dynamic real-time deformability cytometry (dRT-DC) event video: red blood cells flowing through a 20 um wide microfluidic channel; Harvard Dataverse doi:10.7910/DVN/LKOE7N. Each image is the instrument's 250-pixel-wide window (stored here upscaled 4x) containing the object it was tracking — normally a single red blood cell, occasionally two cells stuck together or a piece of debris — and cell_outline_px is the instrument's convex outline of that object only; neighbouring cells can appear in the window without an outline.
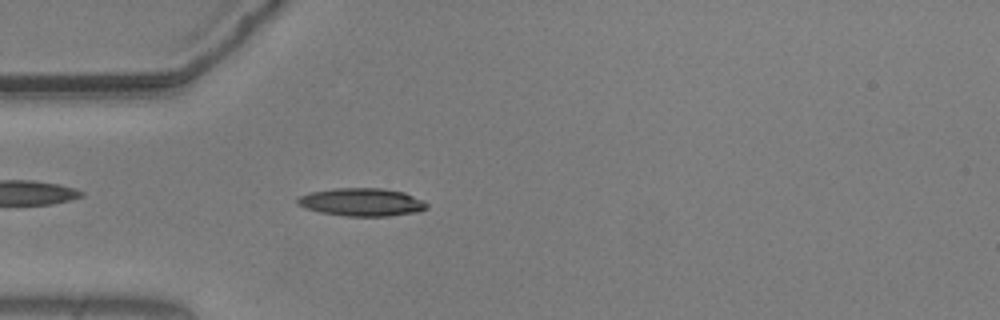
{"species": "common noctule bat (a hibernating species)", "species_latin": "Nyctalus noctula", "temperature_condition": "warm", "stored_images_in_passage": 44, "camera_frame_rate_fps": 3000, "um_per_image_px": 0.085, "animal": {"sex": "male", "body_mass_g": 20.5, "forearm_length_mm": 52.5}, "frame": {"image": 1, "passage_image": 4, "time_ms": 1.0, "image_size_px": [1000, 320], "cell_outline_px": [[428, 208], [420, 212], [388, 216], [344, 216], [320, 212], [296, 204], [296, 200], [300, 196], [308, 192], [332, 188], [384, 188], [404, 192], [424, 200], [428, 204]], "centroid_in_image_um": [30.78, 17.17], "position_along_channel_um": 54.2, "area_um2": 21.33}}
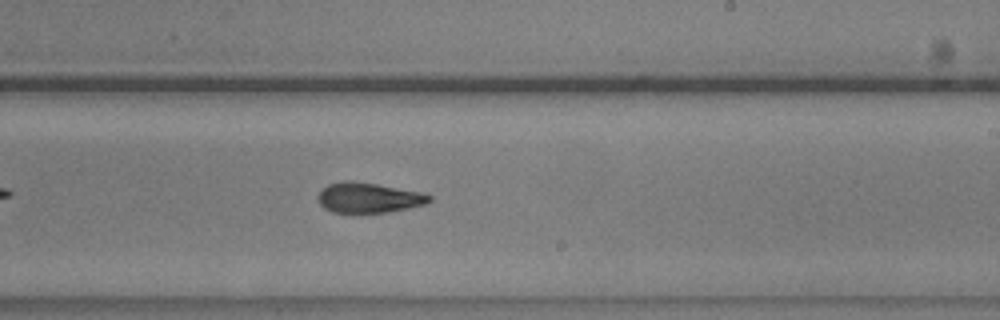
{"frame": {"image": 2, "passage_image": 21, "time_ms": 6.667, "image_size_px": [1000, 320], "cell_outline_px": [[432, 200], [424, 204], [408, 208], [388, 212], [332, 212], [324, 208], [320, 204], [320, 192], [328, 184], [344, 180], [352, 180], [376, 184], [420, 192], [432, 196]], "centroid_in_image_um": [31.34, 16.8], "position_along_channel_um": 257.7, "area_um2": 19.25}}
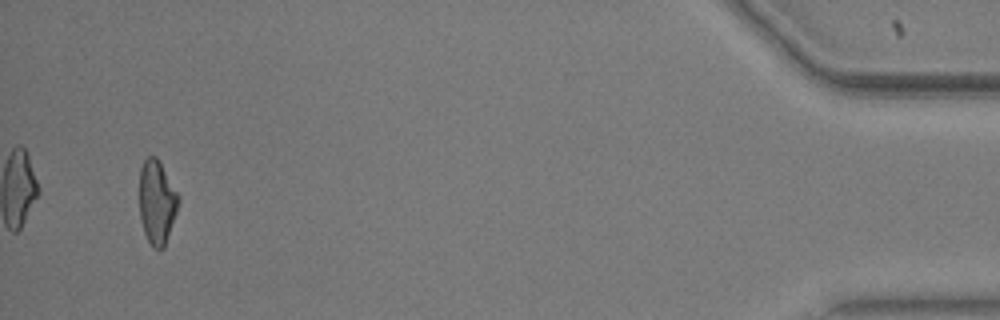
{"frame": {"image": 3, "passage_image": 41, "time_ms": 13.333, "image_size_px": [1000, 320], "cell_outline_px": [[180, 200], [164, 248], [152, 248], [144, 232], [140, 216], [140, 168], [144, 160], [148, 156], [156, 156], [180, 196]], "centroid_in_image_um": [13.34, 17.17], "position_along_channel_um": 421.9, "area_um2": 18.9}}